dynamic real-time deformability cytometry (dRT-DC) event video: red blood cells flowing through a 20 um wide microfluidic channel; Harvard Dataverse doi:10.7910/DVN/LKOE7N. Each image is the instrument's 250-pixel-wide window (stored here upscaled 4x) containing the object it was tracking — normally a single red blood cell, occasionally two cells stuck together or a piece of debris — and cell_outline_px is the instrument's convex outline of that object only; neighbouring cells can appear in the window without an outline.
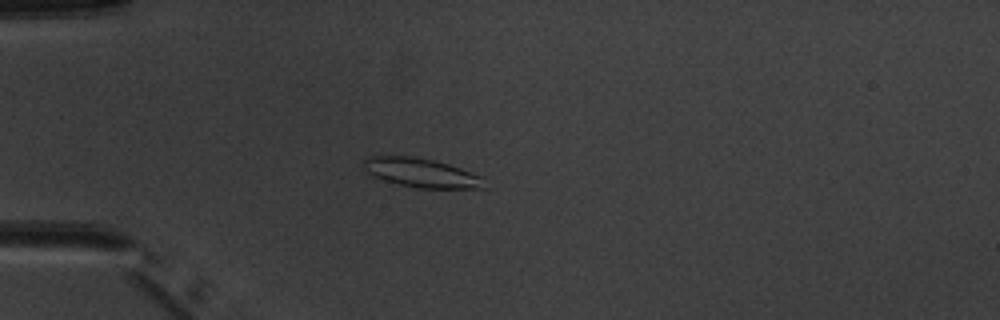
{"species": "common noctule bat (a hibernating species)", "species_latin": "Nyctalus noctula", "temperature_condition": "warm", "stored_images_in_passage": 6, "camera_frame_rate_fps": 3000, "um_per_image_px": 0.085, "animal": {"sex": "male", "body_mass_g": 20.1, "forearm_length_mm": 53.5}, "frame": {"image": 1, "passage_image": 6, "time_ms": 6.667, "image_size_px": [1000, 320], "cell_outline_px": [[488, 188], [416, 188], [396, 184], [372, 176], [364, 172], [364, 160], [372, 156], [416, 156], [448, 164], [484, 176]], "centroid_in_image_um": [35.85, 14.7], "position_along_channel_um": 49.2, "area_um2": 20.75}}